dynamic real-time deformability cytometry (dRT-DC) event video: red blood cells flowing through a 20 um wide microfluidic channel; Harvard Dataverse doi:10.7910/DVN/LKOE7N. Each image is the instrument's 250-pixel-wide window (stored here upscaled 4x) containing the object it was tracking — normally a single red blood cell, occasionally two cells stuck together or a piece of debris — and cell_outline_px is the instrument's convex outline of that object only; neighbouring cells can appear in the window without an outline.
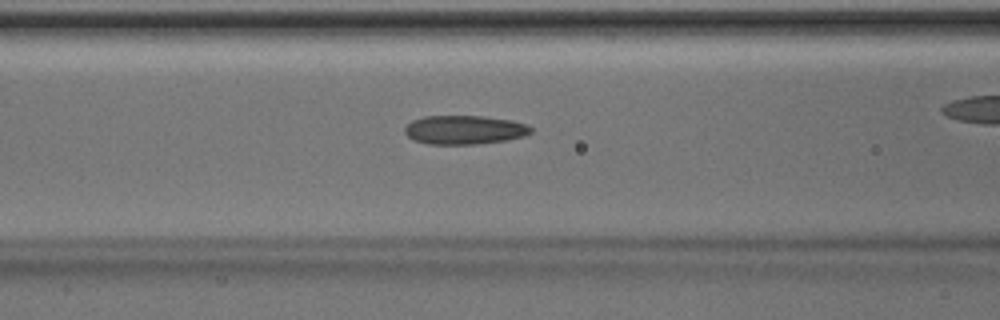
{"species": "Egyptian fruit bat (a non-hibernating species)", "species_latin": "Rousettus aegyptiacus", "temperature_condition": "room temperature", "stored_images_in_passage": 26, "camera_frame_rate_fps": 3000, "um_per_image_px": 0.085, "animal": {"sex": "male"}, "frame": {"image": 1, "passage_image": 7, "time_ms": 2.0, "image_size_px": [1000, 320], "cell_outline_px": [[532, 132], [524, 136], [508, 140], [476, 144], [428, 144], [412, 140], [404, 132], [404, 128], [412, 120], [424, 116], [484, 116], [512, 120], [528, 124], [532, 128]], "centroid_in_image_um": [39.49, 11.03], "position_along_channel_um": 127.1, "area_um2": 21.44}}
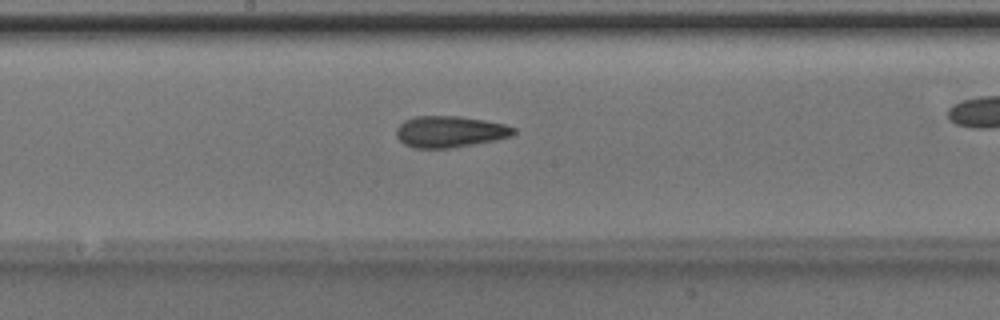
{"frame": {"image": 2, "passage_image": 13, "time_ms": 4.0, "image_size_px": [1000, 320], "cell_outline_px": [[516, 132], [512, 136], [496, 140], [448, 148], [412, 148], [404, 144], [396, 136], [396, 128], [404, 120], [416, 116], [460, 116], [484, 120], [504, 124], [516, 128]], "centroid_in_image_um": [38.23, 11.19], "position_along_channel_um": 210.0, "area_um2": 21.5}}
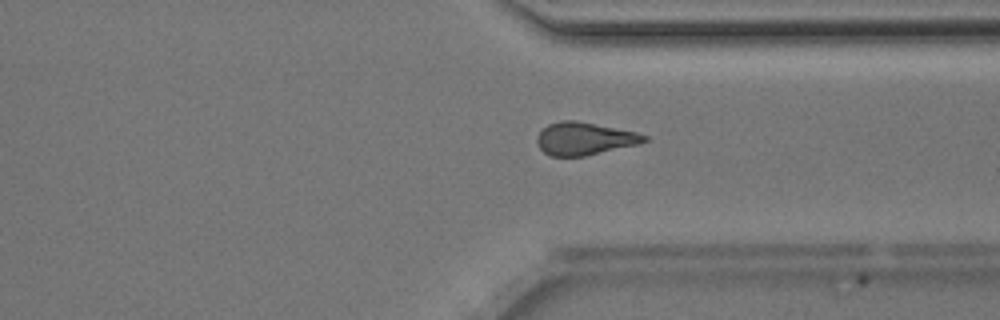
{"frame": {"image": 3, "passage_image": 24, "time_ms": 7.667, "image_size_px": [1000, 320], "cell_outline_px": [[648, 140], [640, 144], [584, 156], [552, 156], [544, 152], [540, 148], [536, 140], [536, 136], [548, 124], [560, 120], [576, 120], [636, 132], [648, 136]], "centroid_in_image_um": [49.68, 11.78], "position_along_channel_um": 361.7, "area_um2": 20.4}}